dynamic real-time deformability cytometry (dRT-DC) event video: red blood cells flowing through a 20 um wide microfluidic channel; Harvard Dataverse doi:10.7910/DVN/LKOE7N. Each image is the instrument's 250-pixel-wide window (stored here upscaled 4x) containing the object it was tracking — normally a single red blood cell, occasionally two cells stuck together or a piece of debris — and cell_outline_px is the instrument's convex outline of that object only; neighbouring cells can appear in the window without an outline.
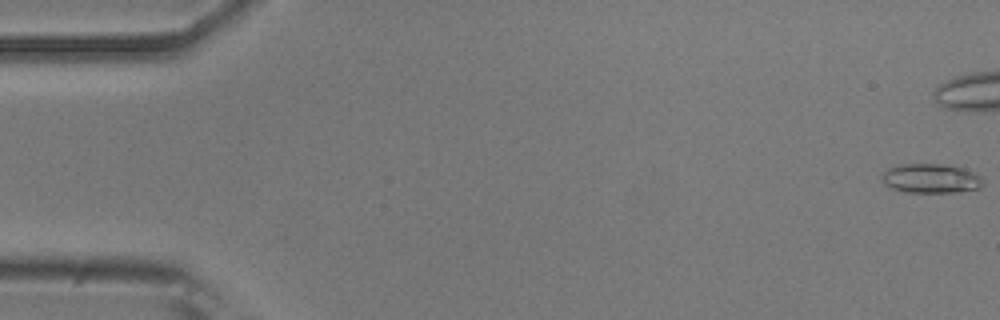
{"species": "common noctule bat (a hibernating species)", "species_latin": "Nyctalus noctula", "temperature_condition": "room temperature", "stored_images_in_passage": 43, "camera_frame_rate_fps": 3000, "um_per_image_px": 0.085, "animal": {"sex": "male", "body_mass_g": 20.5, "forearm_length_mm": 52.5}, "frame": {"image": 1, "passage_image": 1, "time_ms": 0.0, "image_size_px": [1000, 320], "cell_outline_px": [[984, 184], [980, 188], [960, 192], [908, 192], [892, 188], [884, 184], [880, 180], [880, 176], [888, 168], [900, 164], [944, 164], [964, 168], [980, 176], [984, 180]], "centroid_in_image_um": [79.13, 15.17], "position_along_channel_um": 5.9, "area_um2": 17.46}}
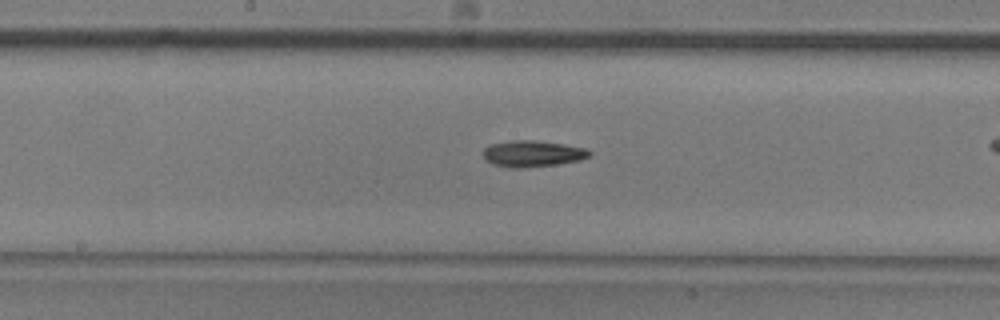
{"frame": {"image": 2, "passage_image": 28, "time_ms": 9.0, "image_size_px": [1000, 320], "cell_outline_px": [[592, 152], [588, 156], [580, 160], [556, 164], [520, 168], [512, 168], [492, 164], [484, 156], [484, 148], [492, 144], [512, 140], [532, 140], [588, 148]], "centroid_in_image_um": [45.28, 13.06], "position_along_channel_um": 202.9, "area_um2": 16.01}}
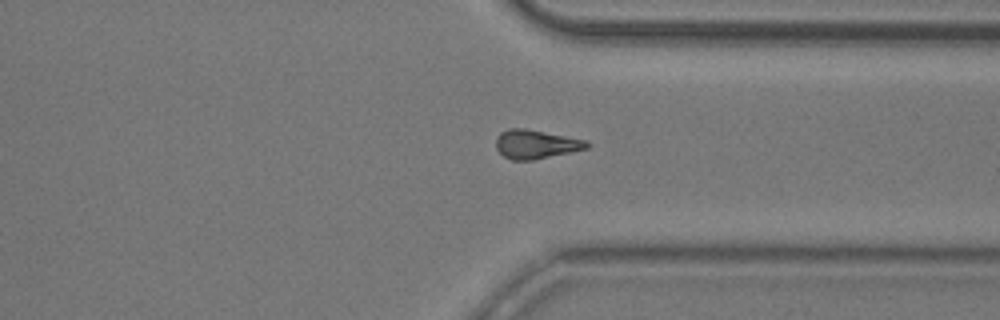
{"frame": {"image": 3, "passage_image": 41, "time_ms": 13.333, "image_size_px": [1000, 320], "cell_outline_px": [[588, 148], [572, 152], [532, 160], [512, 160], [504, 156], [496, 148], [496, 136], [500, 132], [508, 128], [524, 128], [588, 140]], "centroid_in_image_um": [45.54, 12.25], "position_along_channel_um": 365.9, "area_um2": 15.32}}